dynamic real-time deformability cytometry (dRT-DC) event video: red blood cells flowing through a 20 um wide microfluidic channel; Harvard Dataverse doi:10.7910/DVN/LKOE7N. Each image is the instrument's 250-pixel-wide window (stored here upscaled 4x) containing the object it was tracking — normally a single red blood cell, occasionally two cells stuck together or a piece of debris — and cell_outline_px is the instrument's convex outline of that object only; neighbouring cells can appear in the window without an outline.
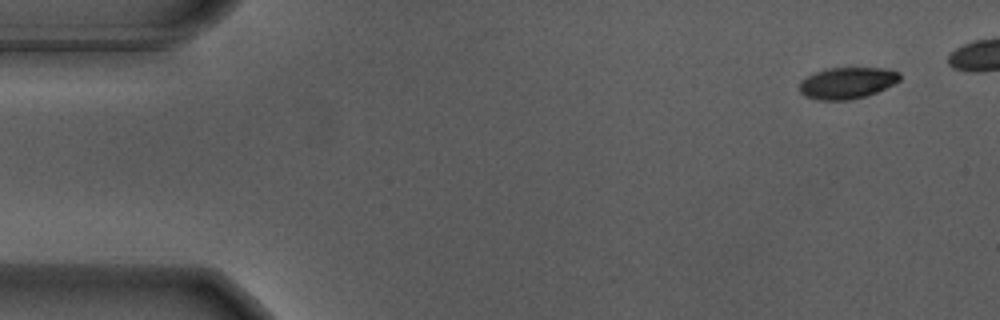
{"species": "Egyptian fruit bat (a non-hibernating species)", "species_latin": "Rousettus aegyptiacus", "temperature_condition": "warm", "stored_images_in_passage": 9, "camera_frame_rate_fps": 3000, "um_per_image_px": 0.085, "animal": {"sex": "male"}, "frame": {"image": 1, "passage_image": 1, "time_ms": 0.0, "image_size_px": [1000, 320], "cell_outline_px": [[900, 80], [876, 92], [864, 96], [848, 100], [816, 100], [804, 96], [800, 92], [800, 80], [824, 68], [888, 68], [900, 72]], "centroid_in_image_um": [71.98, 7.04], "position_along_channel_um": 13.0, "area_um2": 18.38}}